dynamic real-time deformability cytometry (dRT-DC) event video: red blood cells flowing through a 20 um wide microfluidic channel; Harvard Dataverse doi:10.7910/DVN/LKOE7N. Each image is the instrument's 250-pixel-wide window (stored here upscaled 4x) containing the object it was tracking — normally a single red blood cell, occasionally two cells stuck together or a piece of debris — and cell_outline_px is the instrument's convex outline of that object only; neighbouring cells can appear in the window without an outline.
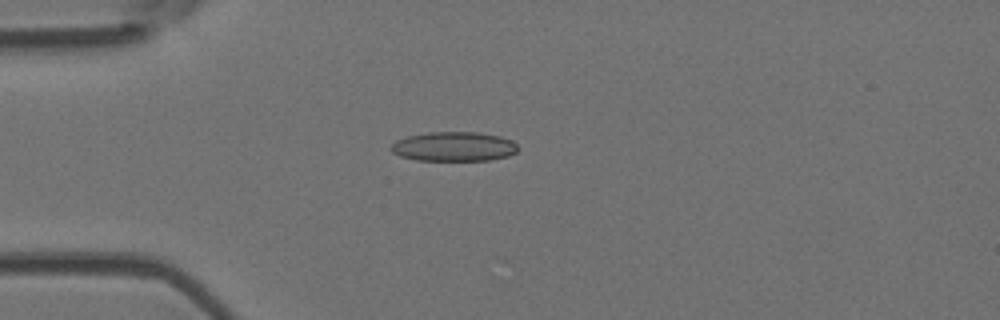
{"species": "Egyptian fruit bat (a non-hibernating species)", "species_latin": "Rousettus aegyptiacus", "temperature_condition": "room temperature", "stored_images_in_passage": 4, "camera_frame_rate_fps": 3000, "um_per_image_px": 0.085, "animal": {"sex": "female"}, "frame": {"image": 1, "passage_image": 4, "time_ms": 4.333, "image_size_px": [1000, 320], "cell_outline_px": [[520, 148], [516, 152], [508, 156], [488, 160], [416, 160], [400, 156], [392, 152], [388, 148], [396, 140], [408, 136], [428, 132], [476, 132], [500, 136], [512, 140]], "centroid_in_image_um": [38.57, 12.45], "position_along_channel_um": 46.4, "area_um2": 21.85}}